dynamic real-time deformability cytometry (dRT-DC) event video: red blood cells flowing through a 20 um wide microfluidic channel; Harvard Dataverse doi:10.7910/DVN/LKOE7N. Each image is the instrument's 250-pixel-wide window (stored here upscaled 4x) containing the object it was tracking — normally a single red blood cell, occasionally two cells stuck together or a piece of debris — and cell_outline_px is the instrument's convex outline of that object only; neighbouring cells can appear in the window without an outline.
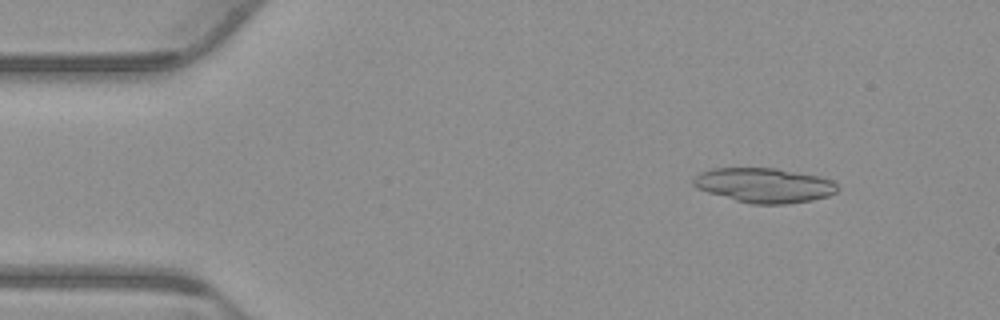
{"species": "common noctule bat (a hibernating species)", "species_latin": "Nyctalus noctula", "temperature_condition": "warm", "stored_images_in_passage": 35, "camera_frame_rate_fps": 3000, "um_per_image_px": 0.085, "animal": {"sex": "male", "body_mass_g": 23.1, "forearm_length_mm": 52.7}, "frame": {"image": 1, "passage_image": 6, "time_ms": 1.667, "image_size_px": [1000, 320], "cell_outline_px": [[836, 192], [828, 196], [812, 200], [788, 204], [752, 204], [736, 200], [708, 192], [696, 188], [692, 184], [692, 180], [700, 172], [712, 168], [776, 168], [820, 176], [832, 180], [836, 184]], "centroid_in_image_um": [64.95, 15.74], "position_along_channel_um": 20.1, "area_um2": 29.07}}
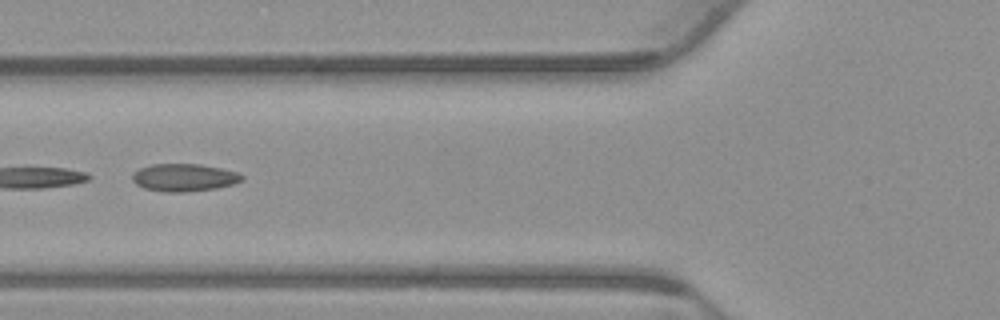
{"frame": {"image": 2, "passage_image": 20, "time_ms": 6.333, "image_size_px": [1000, 320], "cell_outline_px": [[244, 180], [232, 184], [216, 188], [184, 192], [164, 192], [144, 188], [136, 184], [132, 180], [132, 172], [140, 168], [152, 164], [200, 164], [220, 168], [236, 172], [244, 176]], "centroid_in_image_um": [15.62, 15.09], "position_along_channel_um": 110.2, "area_um2": 17.63}}